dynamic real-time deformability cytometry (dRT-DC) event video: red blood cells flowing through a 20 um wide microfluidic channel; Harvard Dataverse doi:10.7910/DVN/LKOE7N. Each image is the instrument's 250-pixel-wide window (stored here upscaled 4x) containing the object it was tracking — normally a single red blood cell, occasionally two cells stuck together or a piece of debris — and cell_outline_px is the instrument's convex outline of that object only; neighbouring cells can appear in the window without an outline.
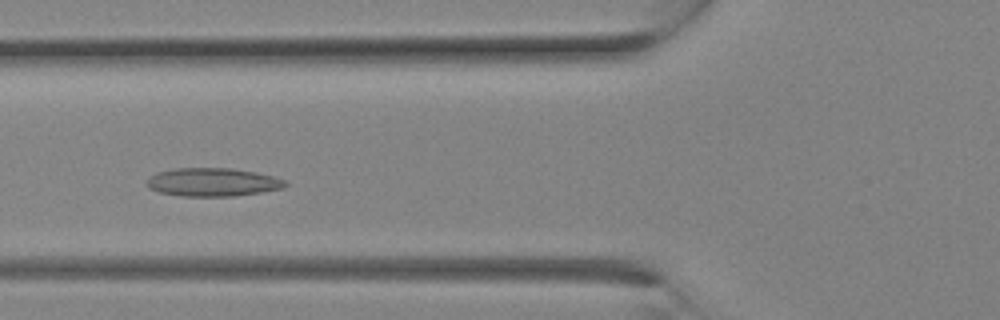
{"species": "Egyptian fruit bat (a non-hibernating species)", "species_latin": "Rousettus aegyptiacus", "temperature_condition": "room temperature", "stored_images_in_passage": 12, "camera_frame_rate_fps": 3000, "um_per_image_px": 0.085, "animal": {"sex": "female"}, "frame": {"image": 1, "passage_image": 9, "time_ms": 2.667, "image_size_px": [1000, 320], "cell_outline_px": [[288, 184], [284, 188], [260, 192], [232, 196], [180, 196], [160, 192], [148, 188], [148, 176], [156, 172], [176, 168], [232, 168], [256, 172], [276, 176], [284, 180]], "centroid_in_image_um": [18.09, 15.47], "position_along_channel_um": 107.7, "area_um2": 22.95}}
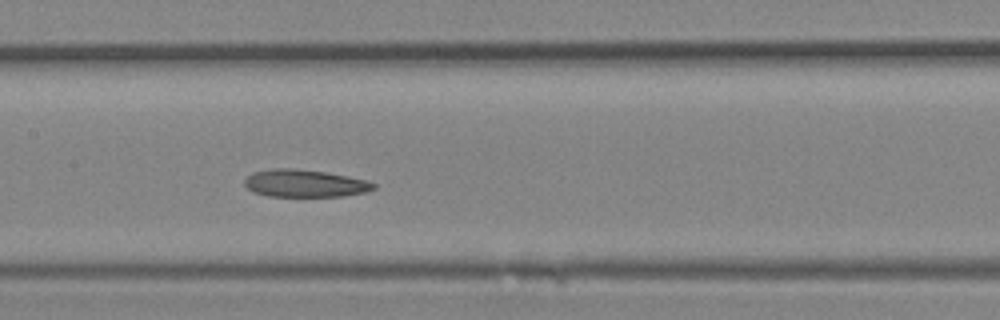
{"frame": {"image": 2, "passage_image": 12, "time_ms": 3.667, "image_size_px": [1000, 320], "cell_outline_px": [[376, 188], [364, 192], [344, 196], [268, 196], [252, 192], [244, 184], [244, 180], [252, 172], [272, 168], [292, 168], [324, 172], [348, 176], [364, 180], [376, 184]], "centroid_in_image_um": [25.87, 15.58], "position_along_channel_um": 181.5, "area_um2": 20.58}}